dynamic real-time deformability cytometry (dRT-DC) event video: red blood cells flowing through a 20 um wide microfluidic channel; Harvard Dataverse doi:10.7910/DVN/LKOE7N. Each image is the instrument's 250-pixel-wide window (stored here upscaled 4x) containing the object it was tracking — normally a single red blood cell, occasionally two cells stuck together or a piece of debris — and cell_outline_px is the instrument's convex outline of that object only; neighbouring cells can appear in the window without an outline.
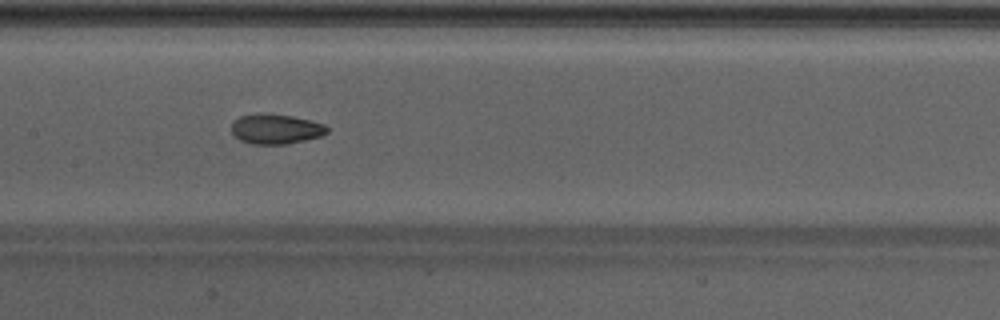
{"species": "Egyptian fruit bat (a non-hibernating species)", "species_latin": "Rousettus aegyptiacus", "temperature_condition": "warm", "stored_images_in_passage": 16, "camera_frame_rate_fps": 3000, "um_per_image_px": 0.085, "animal": {"sex": "male"}, "frame": {"image": 1, "passage_image": 13, "time_ms": 4.0, "image_size_px": [1000, 320], "cell_outline_px": [[328, 132], [320, 136], [288, 144], [252, 144], [240, 140], [232, 132], [232, 124], [240, 116], [292, 116], [324, 124], [328, 128]], "centroid_in_image_um": [23.48, 11.01], "position_along_channel_um": 183.9, "area_um2": 15.84}}